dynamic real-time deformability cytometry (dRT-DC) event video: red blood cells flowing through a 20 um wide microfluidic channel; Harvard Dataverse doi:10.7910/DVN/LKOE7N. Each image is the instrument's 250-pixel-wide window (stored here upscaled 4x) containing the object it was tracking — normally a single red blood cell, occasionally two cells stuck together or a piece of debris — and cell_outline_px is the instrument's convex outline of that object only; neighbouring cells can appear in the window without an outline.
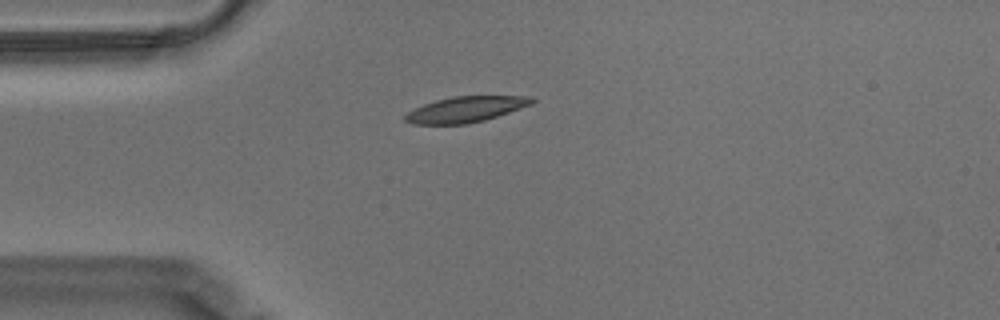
{"species": "Egyptian fruit bat (a non-hibernating species)", "species_latin": "Rousettus aegyptiacus", "temperature_condition": "warm", "stored_images_in_passage": 46, "camera_frame_rate_fps": 3000, "um_per_image_px": 0.085, "animal": {"sex": "male"}, "frame": {"image": 1, "passage_image": 3, "time_ms": 0.667, "image_size_px": [1000, 320], "cell_outline_px": [[536, 100], [532, 104], [484, 120], [468, 124], [412, 124], [404, 120], [404, 116], [408, 112], [424, 104], [436, 100], [452, 96], [532, 96]], "centroid_in_image_um": [39.58, 9.29], "position_along_channel_um": 45.4, "area_um2": 18.84}}
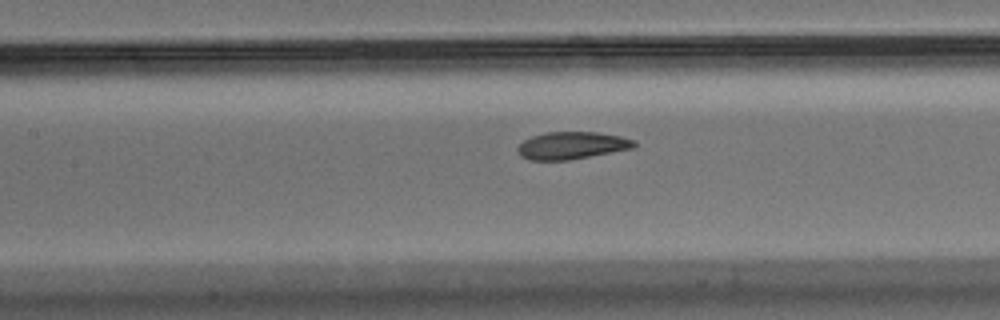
{"frame": {"image": 2, "passage_image": 14, "time_ms": 4.333, "image_size_px": [1000, 320], "cell_outline_px": [[636, 144], [632, 148], [612, 152], [568, 160], [528, 160], [520, 156], [516, 148], [524, 140], [532, 136], [544, 132], [596, 132], [620, 136], [636, 140]], "centroid_in_image_um": [48.57, 12.36], "position_along_channel_um": 158.8, "area_um2": 18.55}}
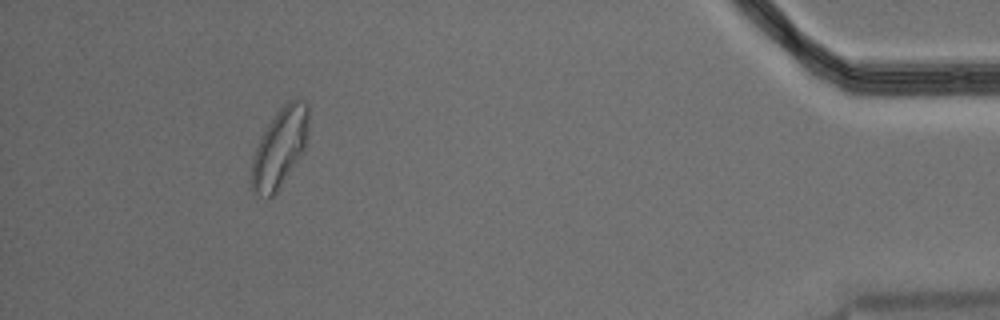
{"frame": {"image": 3, "passage_image": 41, "time_ms": 13.333, "image_size_px": [1000, 320], "cell_outline_px": [[308, 132], [304, 148], [276, 192], [272, 196], [268, 196], [252, 192], [252, 160], [260, 136], [280, 108], [288, 100], [296, 96], [304, 100], [308, 104]], "centroid_in_image_um": [23.79, 12.47], "position_along_channel_um": 411.4, "area_um2": 25.66}, "authors_computed_cell_mechanics": {"area_um2": 19.5364, "velocity_mm_per_s": 3.4939, "shape_relaxation_time_tau1_ms": 3.3816, "shape_relaxation_time_tau2_ms": 2.5978, "deformation_change_tau1": 0.1551, "deformation_change_tau2": 0.0573}}